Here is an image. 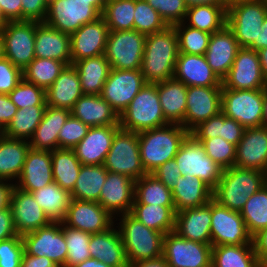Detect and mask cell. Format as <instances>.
Listing matches in <instances>:
<instances>
[{"label": "cell", "instance_id": "8c879c8a", "mask_svg": "<svg viewBox=\"0 0 267 267\" xmlns=\"http://www.w3.org/2000/svg\"><path fill=\"white\" fill-rule=\"evenodd\" d=\"M128 267H169L163 257L153 260H143L135 263H129Z\"/></svg>", "mask_w": 267, "mask_h": 267}, {"label": "cell", "instance_id": "ba28073f", "mask_svg": "<svg viewBox=\"0 0 267 267\" xmlns=\"http://www.w3.org/2000/svg\"><path fill=\"white\" fill-rule=\"evenodd\" d=\"M174 160L181 176L198 177L212 190L222 176L223 168L207 156L204 146L191 133L181 142Z\"/></svg>", "mask_w": 267, "mask_h": 267}, {"label": "cell", "instance_id": "d6a6232c", "mask_svg": "<svg viewBox=\"0 0 267 267\" xmlns=\"http://www.w3.org/2000/svg\"><path fill=\"white\" fill-rule=\"evenodd\" d=\"M70 115V110L47 105L42 121L29 140L31 149L43 151L58 149L59 132Z\"/></svg>", "mask_w": 267, "mask_h": 267}, {"label": "cell", "instance_id": "d590c367", "mask_svg": "<svg viewBox=\"0 0 267 267\" xmlns=\"http://www.w3.org/2000/svg\"><path fill=\"white\" fill-rule=\"evenodd\" d=\"M30 148L27 140L0 137V180H18Z\"/></svg>", "mask_w": 267, "mask_h": 267}, {"label": "cell", "instance_id": "44dd1931", "mask_svg": "<svg viewBox=\"0 0 267 267\" xmlns=\"http://www.w3.org/2000/svg\"><path fill=\"white\" fill-rule=\"evenodd\" d=\"M108 26L101 16L82 25L70 35L72 64L84 58L103 55L109 35Z\"/></svg>", "mask_w": 267, "mask_h": 267}, {"label": "cell", "instance_id": "f5cc1de1", "mask_svg": "<svg viewBox=\"0 0 267 267\" xmlns=\"http://www.w3.org/2000/svg\"><path fill=\"white\" fill-rule=\"evenodd\" d=\"M201 144L205 153L223 169L234 166L236 157V145L227 142L221 137L204 139Z\"/></svg>", "mask_w": 267, "mask_h": 267}, {"label": "cell", "instance_id": "94428289", "mask_svg": "<svg viewBox=\"0 0 267 267\" xmlns=\"http://www.w3.org/2000/svg\"><path fill=\"white\" fill-rule=\"evenodd\" d=\"M48 0H22V21L44 22Z\"/></svg>", "mask_w": 267, "mask_h": 267}, {"label": "cell", "instance_id": "680465c9", "mask_svg": "<svg viewBox=\"0 0 267 267\" xmlns=\"http://www.w3.org/2000/svg\"><path fill=\"white\" fill-rule=\"evenodd\" d=\"M23 79V71L7 59H0V94L8 95Z\"/></svg>", "mask_w": 267, "mask_h": 267}, {"label": "cell", "instance_id": "83f0119b", "mask_svg": "<svg viewBox=\"0 0 267 267\" xmlns=\"http://www.w3.org/2000/svg\"><path fill=\"white\" fill-rule=\"evenodd\" d=\"M34 51L36 58H48L72 64L70 35L39 22L36 26Z\"/></svg>", "mask_w": 267, "mask_h": 267}, {"label": "cell", "instance_id": "74e56055", "mask_svg": "<svg viewBox=\"0 0 267 267\" xmlns=\"http://www.w3.org/2000/svg\"><path fill=\"white\" fill-rule=\"evenodd\" d=\"M130 214L146 227L165 235L175 231V206L133 204Z\"/></svg>", "mask_w": 267, "mask_h": 267}, {"label": "cell", "instance_id": "3957f363", "mask_svg": "<svg viewBox=\"0 0 267 267\" xmlns=\"http://www.w3.org/2000/svg\"><path fill=\"white\" fill-rule=\"evenodd\" d=\"M264 185L262 171L232 166L223 169L213 190V199L230 210L240 212L248 198Z\"/></svg>", "mask_w": 267, "mask_h": 267}, {"label": "cell", "instance_id": "b9fcfbb0", "mask_svg": "<svg viewBox=\"0 0 267 267\" xmlns=\"http://www.w3.org/2000/svg\"><path fill=\"white\" fill-rule=\"evenodd\" d=\"M262 126L267 127V87L264 89Z\"/></svg>", "mask_w": 267, "mask_h": 267}, {"label": "cell", "instance_id": "60d3db41", "mask_svg": "<svg viewBox=\"0 0 267 267\" xmlns=\"http://www.w3.org/2000/svg\"><path fill=\"white\" fill-rule=\"evenodd\" d=\"M51 160L54 182L71 193L82 166L73 149H55L51 151Z\"/></svg>", "mask_w": 267, "mask_h": 267}, {"label": "cell", "instance_id": "7c38bea8", "mask_svg": "<svg viewBox=\"0 0 267 267\" xmlns=\"http://www.w3.org/2000/svg\"><path fill=\"white\" fill-rule=\"evenodd\" d=\"M38 21H7L2 32L4 57L22 71L35 58L34 44Z\"/></svg>", "mask_w": 267, "mask_h": 267}, {"label": "cell", "instance_id": "8d00e7d4", "mask_svg": "<svg viewBox=\"0 0 267 267\" xmlns=\"http://www.w3.org/2000/svg\"><path fill=\"white\" fill-rule=\"evenodd\" d=\"M73 65L78 72L83 94L101 95L111 70L105 55L84 58Z\"/></svg>", "mask_w": 267, "mask_h": 267}, {"label": "cell", "instance_id": "a7ac6f4b", "mask_svg": "<svg viewBox=\"0 0 267 267\" xmlns=\"http://www.w3.org/2000/svg\"><path fill=\"white\" fill-rule=\"evenodd\" d=\"M17 235L14 224L11 209L6 208L0 211V241L15 237Z\"/></svg>", "mask_w": 267, "mask_h": 267}, {"label": "cell", "instance_id": "6da1fadb", "mask_svg": "<svg viewBox=\"0 0 267 267\" xmlns=\"http://www.w3.org/2000/svg\"><path fill=\"white\" fill-rule=\"evenodd\" d=\"M178 53V37L174 26L146 35L140 69L146 83L156 84L172 79Z\"/></svg>", "mask_w": 267, "mask_h": 267}, {"label": "cell", "instance_id": "5bb4252c", "mask_svg": "<svg viewBox=\"0 0 267 267\" xmlns=\"http://www.w3.org/2000/svg\"><path fill=\"white\" fill-rule=\"evenodd\" d=\"M253 244L240 212L211 199V245Z\"/></svg>", "mask_w": 267, "mask_h": 267}, {"label": "cell", "instance_id": "9c48e42d", "mask_svg": "<svg viewBox=\"0 0 267 267\" xmlns=\"http://www.w3.org/2000/svg\"><path fill=\"white\" fill-rule=\"evenodd\" d=\"M103 166L109 172L126 175L134 181L147 174L141 163L138 133L119 128Z\"/></svg>", "mask_w": 267, "mask_h": 267}, {"label": "cell", "instance_id": "ab89813d", "mask_svg": "<svg viewBox=\"0 0 267 267\" xmlns=\"http://www.w3.org/2000/svg\"><path fill=\"white\" fill-rule=\"evenodd\" d=\"M183 22L187 26L213 34L226 25L227 7L226 5H194L188 7Z\"/></svg>", "mask_w": 267, "mask_h": 267}, {"label": "cell", "instance_id": "be15d7a7", "mask_svg": "<svg viewBox=\"0 0 267 267\" xmlns=\"http://www.w3.org/2000/svg\"><path fill=\"white\" fill-rule=\"evenodd\" d=\"M199 142L204 139L220 137V113L201 122L190 132Z\"/></svg>", "mask_w": 267, "mask_h": 267}, {"label": "cell", "instance_id": "ac0fdd59", "mask_svg": "<svg viewBox=\"0 0 267 267\" xmlns=\"http://www.w3.org/2000/svg\"><path fill=\"white\" fill-rule=\"evenodd\" d=\"M222 86H189L187 88L184 128L190 133L201 122L219 114Z\"/></svg>", "mask_w": 267, "mask_h": 267}, {"label": "cell", "instance_id": "4fadbf2b", "mask_svg": "<svg viewBox=\"0 0 267 267\" xmlns=\"http://www.w3.org/2000/svg\"><path fill=\"white\" fill-rule=\"evenodd\" d=\"M169 267H211L212 245L187 240L177 232L163 239V255Z\"/></svg>", "mask_w": 267, "mask_h": 267}, {"label": "cell", "instance_id": "003e7915", "mask_svg": "<svg viewBox=\"0 0 267 267\" xmlns=\"http://www.w3.org/2000/svg\"><path fill=\"white\" fill-rule=\"evenodd\" d=\"M18 108L9 95L0 94V126L5 129L16 114Z\"/></svg>", "mask_w": 267, "mask_h": 267}, {"label": "cell", "instance_id": "277c9868", "mask_svg": "<svg viewBox=\"0 0 267 267\" xmlns=\"http://www.w3.org/2000/svg\"><path fill=\"white\" fill-rule=\"evenodd\" d=\"M118 216L120 222L116 228L120 232L128 264L162 257L164 233L146 227L130 213Z\"/></svg>", "mask_w": 267, "mask_h": 267}, {"label": "cell", "instance_id": "e575fe53", "mask_svg": "<svg viewBox=\"0 0 267 267\" xmlns=\"http://www.w3.org/2000/svg\"><path fill=\"white\" fill-rule=\"evenodd\" d=\"M187 88L183 82L174 78L157 83L159 102L169 124H179L184 127Z\"/></svg>", "mask_w": 267, "mask_h": 267}, {"label": "cell", "instance_id": "d4e9b609", "mask_svg": "<svg viewBox=\"0 0 267 267\" xmlns=\"http://www.w3.org/2000/svg\"><path fill=\"white\" fill-rule=\"evenodd\" d=\"M267 162V127L246 128L236 146L234 166L263 171Z\"/></svg>", "mask_w": 267, "mask_h": 267}, {"label": "cell", "instance_id": "7dc6e473", "mask_svg": "<svg viewBox=\"0 0 267 267\" xmlns=\"http://www.w3.org/2000/svg\"><path fill=\"white\" fill-rule=\"evenodd\" d=\"M240 214L252 237L267 228V186L264 185L248 198Z\"/></svg>", "mask_w": 267, "mask_h": 267}, {"label": "cell", "instance_id": "2e32d148", "mask_svg": "<svg viewBox=\"0 0 267 267\" xmlns=\"http://www.w3.org/2000/svg\"><path fill=\"white\" fill-rule=\"evenodd\" d=\"M146 84L140 69L119 70L111 68L103 86L101 97L120 115Z\"/></svg>", "mask_w": 267, "mask_h": 267}, {"label": "cell", "instance_id": "2644e50d", "mask_svg": "<svg viewBox=\"0 0 267 267\" xmlns=\"http://www.w3.org/2000/svg\"><path fill=\"white\" fill-rule=\"evenodd\" d=\"M15 183L8 180H0V211L9 208L11 192Z\"/></svg>", "mask_w": 267, "mask_h": 267}, {"label": "cell", "instance_id": "52a82bcc", "mask_svg": "<svg viewBox=\"0 0 267 267\" xmlns=\"http://www.w3.org/2000/svg\"><path fill=\"white\" fill-rule=\"evenodd\" d=\"M267 16L265 0H247L227 7L226 25L232 30L240 47L258 51L259 33Z\"/></svg>", "mask_w": 267, "mask_h": 267}, {"label": "cell", "instance_id": "c3c4849f", "mask_svg": "<svg viewBox=\"0 0 267 267\" xmlns=\"http://www.w3.org/2000/svg\"><path fill=\"white\" fill-rule=\"evenodd\" d=\"M135 0H109L102 13L110 32L134 29Z\"/></svg>", "mask_w": 267, "mask_h": 267}, {"label": "cell", "instance_id": "d6986e66", "mask_svg": "<svg viewBox=\"0 0 267 267\" xmlns=\"http://www.w3.org/2000/svg\"><path fill=\"white\" fill-rule=\"evenodd\" d=\"M113 217L98 202L71 199L62 223L90 234L101 233L115 224Z\"/></svg>", "mask_w": 267, "mask_h": 267}, {"label": "cell", "instance_id": "e0dca14e", "mask_svg": "<svg viewBox=\"0 0 267 267\" xmlns=\"http://www.w3.org/2000/svg\"><path fill=\"white\" fill-rule=\"evenodd\" d=\"M266 87L258 52L241 47L231 69L222 79V89L253 90Z\"/></svg>", "mask_w": 267, "mask_h": 267}, {"label": "cell", "instance_id": "91938a15", "mask_svg": "<svg viewBox=\"0 0 267 267\" xmlns=\"http://www.w3.org/2000/svg\"><path fill=\"white\" fill-rule=\"evenodd\" d=\"M245 127L220 112V137L234 145L242 139Z\"/></svg>", "mask_w": 267, "mask_h": 267}, {"label": "cell", "instance_id": "f907efd6", "mask_svg": "<svg viewBox=\"0 0 267 267\" xmlns=\"http://www.w3.org/2000/svg\"><path fill=\"white\" fill-rule=\"evenodd\" d=\"M178 37V52L205 55L211 34L187 26L185 22L173 25Z\"/></svg>", "mask_w": 267, "mask_h": 267}, {"label": "cell", "instance_id": "89a4df30", "mask_svg": "<svg viewBox=\"0 0 267 267\" xmlns=\"http://www.w3.org/2000/svg\"><path fill=\"white\" fill-rule=\"evenodd\" d=\"M21 267H59L54 261L48 259L46 256H33L27 254L25 251L21 259Z\"/></svg>", "mask_w": 267, "mask_h": 267}, {"label": "cell", "instance_id": "484cf974", "mask_svg": "<svg viewBox=\"0 0 267 267\" xmlns=\"http://www.w3.org/2000/svg\"><path fill=\"white\" fill-rule=\"evenodd\" d=\"M189 86H222V80L207 63L205 55L178 53L174 77Z\"/></svg>", "mask_w": 267, "mask_h": 267}, {"label": "cell", "instance_id": "f35d334b", "mask_svg": "<svg viewBox=\"0 0 267 267\" xmlns=\"http://www.w3.org/2000/svg\"><path fill=\"white\" fill-rule=\"evenodd\" d=\"M211 267H262L253 244L212 247Z\"/></svg>", "mask_w": 267, "mask_h": 267}, {"label": "cell", "instance_id": "deb4b68c", "mask_svg": "<svg viewBox=\"0 0 267 267\" xmlns=\"http://www.w3.org/2000/svg\"><path fill=\"white\" fill-rule=\"evenodd\" d=\"M262 172H263L265 186H267V162Z\"/></svg>", "mask_w": 267, "mask_h": 267}, {"label": "cell", "instance_id": "7bdbcfd3", "mask_svg": "<svg viewBox=\"0 0 267 267\" xmlns=\"http://www.w3.org/2000/svg\"><path fill=\"white\" fill-rule=\"evenodd\" d=\"M51 222H62L71 201V194L52 182L31 192Z\"/></svg>", "mask_w": 267, "mask_h": 267}, {"label": "cell", "instance_id": "34e18365", "mask_svg": "<svg viewBox=\"0 0 267 267\" xmlns=\"http://www.w3.org/2000/svg\"><path fill=\"white\" fill-rule=\"evenodd\" d=\"M267 47V16L265 17L259 33L258 50Z\"/></svg>", "mask_w": 267, "mask_h": 267}, {"label": "cell", "instance_id": "db71d44e", "mask_svg": "<svg viewBox=\"0 0 267 267\" xmlns=\"http://www.w3.org/2000/svg\"><path fill=\"white\" fill-rule=\"evenodd\" d=\"M8 95L18 109L34 105H46L45 90L24 78Z\"/></svg>", "mask_w": 267, "mask_h": 267}, {"label": "cell", "instance_id": "ffe728a7", "mask_svg": "<svg viewBox=\"0 0 267 267\" xmlns=\"http://www.w3.org/2000/svg\"><path fill=\"white\" fill-rule=\"evenodd\" d=\"M18 235L37 230L51 223L32 193L13 187L9 205Z\"/></svg>", "mask_w": 267, "mask_h": 267}, {"label": "cell", "instance_id": "603a6c76", "mask_svg": "<svg viewBox=\"0 0 267 267\" xmlns=\"http://www.w3.org/2000/svg\"><path fill=\"white\" fill-rule=\"evenodd\" d=\"M120 125L90 127L87 135L72 148L82 165H103L115 132Z\"/></svg>", "mask_w": 267, "mask_h": 267}, {"label": "cell", "instance_id": "f1b7e54d", "mask_svg": "<svg viewBox=\"0 0 267 267\" xmlns=\"http://www.w3.org/2000/svg\"><path fill=\"white\" fill-rule=\"evenodd\" d=\"M175 232L187 240L211 244V200L204 206L176 212Z\"/></svg>", "mask_w": 267, "mask_h": 267}, {"label": "cell", "instance_id": "836d02e7", "mask_svg": "<svg viewBox=\"0 0 267 267\" xmlns=\"http://www.w3.org/2000/svg\"><path fill=\"white\" fill-rule=\"evenodd\" d=\"M175 212L201 207L213 198V190L198 177L180 176L172 189Z\"/></svg>", "mask_w": 267, "mask_h": 267}, {"label": "cell", "instance_id": "30bf717a", "mask_svg": "<svg viewBox=\"0 0 267 267\" xmlns=\"http://www.w3.org/2000/svg\"><path fill=\"white\" fill-rule=\"evenodd\" d=\"M264 89H222L221 112L245 128L261 127Z\"/></svg>", "mask_w": 267, "mask_h": 267}, {"label": "cell", "instance_id": "7a4b0ae2", "mask_svg": "<svg viewBox=\"0 0 267 267\" xmlns=\"http://www.w3.org/2000/svg\"><path fill=\"white\" fill-rule=\"evenodd\" d=\"M188 134L179 124H167L138 132L141 163L145 172L152 173L168 160L174 159Z\"/></svg>", "mask_w": 267, "mask_h": 267}, {"label": "cell", "instance_id": "6f0895ef", "mask_svg": "<svg viewBox=\"0 0 267 267\" xmlns=\"http://www.w3.org/2000/svg\"><path fill=\"white\" fill-rule=\"evenodd\" d=\"M24 243L21 235L0 241V267H21Z\"/></svg>", "mask_w": 267, "mask_h": 267}, {"label": "cell", "instance_id": "4dcf8cb0", "mask_svg": "<svg viewBox=\"0 0 267 267\" xmlns=\"http://www.w3.org/2000/svg\"><path fill=\"white\" fill-rule=\"evenodd\" d=\"M89 251L91 258L104 262L109 267H128L125 248L115 225L104 232L91 234Z\"/></svg>", "mask_w": 267, "mask_h": 267}, {"label": "cell", "instance_id": "11e5206c", "mask_svg": "<svg viewBox=\"0 0 267 267\" xmlns=\"http://www.w3.org/2000/svg\"><path fill=\"white\" fill-rule=\"evenodd\" d=\"M187 7L194 5H226L223 0H185Z\"/></svg>", "mask_w": 267, "mask_h": 267}, {"label": "cell", "instance_id": "03108f58", "mask_svg": "<svg viewBox=\"0 0 267 267\" xmlns=\"http://www.w3.org/2000/svg\"><path fill=\"white\" fill-rule=\"evenodd\" d=\"M255 254L262 265L267 267V228L260 230L252 237Z\"/></svg>", "mask_w": 267, "mask_h": 267}, {"label": "cell", "instance_id": "7402d4cb", "mask_svg": "<svg viewBox=\"0 0 267 267\" xmlns=\"http://www.w3.org/2000/svg\"><path fill=\"white\" fill-rule=\"evenodd\" d=\"M134 192L135 181L133 179L123 174L107 171V178L102 186L98 203L117 221L119 214L131 212Z\"/></svg>", "mask_w": 267, "mask_h": 267}, {"label": "cell", "instance_id": "b9f144b4", "mask_svg": "<svg viewBox=\"0 0 267 267\" xmlns=\"http://www.w3.org/2000/svg\"><path fill=\"white\" fill-rule=\"evenodd\" d=\"M106 178L107 169L103 165H82L71 199L98 202Z\"/></svg>", "mask_w": 267, "mask_h": 267}, {"label": "cell", "instance_id": "6125c7cd", "mask_svg": "<svg viewBox=\"0 0 267 267\" xmlns=\"http://www.w3.org/2000/svg\"><path fill=\"white\" fill-rule=\"evenodd\" d=\"M151 174L159 179L171 191L176 185L178 178L181 176L174 159L168 160L155 169Z\"/></svg>", "mask_w": 267, "mask_h": 267}, {"label": "cell", "instance_id": "b62a3aed", "mask_svg": "<svg viewBox=\"0 0 267 267\" xmlns=\"http://www.w3.org/2000/svg\"><path fill=\"white\" fill-rule=\"evenodd\" d=\"M4 135V129L0 126V137Z\"/></svg>", "mask_w": 267, "mask_h": 267}, {"label": "cell", "instance_id": "1f68e13d", "mask_svg": "<svg viewBox=\"0 0 267 267\" xmlns=\"http://www.w3.org/2000/svg\"><path fill=\"white\" fill-rule=\"evenodd\" d=\"M71 115L89 127L119 125V115L101 95L83 94L71 109Z\"/></svg>", "mask_w": 267, "mask_h": 267}, {"label": "cell", "instance_id": "4316f807", "mask_svg": "<svg viewBox=\"0 0 267 267\" xmlns=\"http://www.w3.org/2000/svg\"><path fill=\"white\" fill-rule=\"evenodd\" d=\"M15 182L17 188L29 193L54 182L51 151L30 148L22 172Z\"/></svg>", "mask_w": 267, "mask_h": 267}, {"label": "cell", "instance_id": "5b68a950", "mask_svg": "<svg viewBox=\"0 0 267 267\" xmlns=\"http://www.w3.org/2000/svg\"><path fill=\"white\" fill-rule=\"evenodd\" d=\"M109 0H48L44 22L71 35L102 16Z\"/></svg>", "mask_w": 267, "mask_h": 267}, {"label": "cell", "instance_id": "8992f818", "mask_svg": "<svg viewBox=\"0 0 267 267\" xmlns=\"http://www.w3.org/2000/svg\"><path fill=\"white\" fill-rule=\"evenodd\" d=\"M159 101L157 83H146L119 115L120 128L138 133L169 124Z\"/></svg>", "mask_w": 267, "mask_h": 267}, {"label": "cell", "instance_id": "11a10c76", "mask_svg": "<svg viewBox=\"0 0 267 267\" xmlns=\"http://www.w3.org/2000/svg\"><path fill=\"white\" fill-rule=\"evenodd\" d=\"M168 26L182 23L187 13L185 0H145Z\"/></svg>", "mask_w": 267, "mask_h": 267}, {"label": "cell", "instance_id": "979ff035", "mask_svg": "<svg viewBox=\"0 0 267 267\" xmlns=\"http://www.w3.org/2000/svg\"><path fill=\"white\" fill-rule=\"evenodd\" d=\"M224 3L226 4V7H229L230 5L234 4V3H238L241 1H247V0H223Z\"/></svg>", "mask_w": 267, "mask_h": 267}, {"label": "cell", "instance_id": "9a60e30c", "mask_svg": "<svg viewBox=\"0 0 267 267\" xmlns=\"http://www.w3.org/2000/svg\"><path fill=\"white\" fill-rule=\"evenodd\" d=\"M24 251L33 256H46L59 267H63L67 258V246L61 228V222L49 225L22 235Z\"/></svg>", "mask_w": 267, "mask_h": 267}, {"label": "cell", "instance_id": "cb8c5ba5", "mask_svg": "<svg viewBox=\"0 0 267 267\" xmlns=\"http://www.w3.org/2000/svg\"><path fill=\"white\" fill-rule=\"evenodd\" d=\"M240 48L234 33L227 25L211 34L205 58L221 80L231 69Z\"/></svg>", "mask_w": 267, "mask_h": 267}, {"label": "cell", "instance_id": "f6af8a7d", "mask_svg": "<svg viewBox=\"0 0 267 267\" xmlns=\"http://www.w3.org/2000/svg\"><path fill=\"white\" fill-rule=\"evenodd\" d=\"M133 204L174 206L171 190L151 173L135 181Z\"/></svg>", "mask_w": 267, "mask_h": 267}, {"label": "cell", "instance_id": "e7e4bbea", "mask_svg": "<svg viewBox=\"0 0 267 267\" xmlns=\"http://www.w3.org/2000/svg\"><path fill=\"white\" fill-rule=\"evenodd\" d=\"M0 16L7 21H22V0H0Z\"/></svg>", "mask_w": 267, "mask_h": 267}, {"label": "cell", "instance_id": "9f6ffc18", "mask_svg": "<svg viewBox=\"0 0 267 267\" xmlns=\"http://www.w3.org/2000/svg\"><path fill=\"white\" fill-rule=\"evenodd\" d=\"M89 126L70 115L58 135V148H74L88 133Z\"/></svg>", "mask_w": 267, "mask_h": 267}, {"label": "cell", "instance_id": "bcb514c9", "mask_svg": "<svg viewBox=\"0 0 267 267\" xmlns=\"http://www.w3.org/2000/svg\"><path fill=\"white\" fill-rule=\"evenodd\" d=\"M66 64L48 58H34L23 70V78L43 88L45 91L53 84Z\"/></svg>", "mask_w": 267, "mask_h": 267}, {"label": "cell", "instance_id": "681fc988", "mask_svg": "<svg viewBox=\"0 0 267 267\" xmlns=\"http://www.w3.org/2000/svg\"><path fill=\"white\" fill-rule=\"evenodd\" d=\"M67 246V258L63 267H74L91 258L89 251L90 233L70 228L61 222Z\"/></svg>", "mask_w": 267, "mask_h": 267}, {"label": "cell", "instance_id": "ee69618b", "mask_svg": "<svg viewBox=\"0 0 267 267\" xmlns=\"http://www.w3.org/2000/svg\"><path fill=\"white\" fill-rule=\"evenodd\" d=\"M47 105H34L18 109L4 135L9 138L29 141L42 121Z\"/></svg>", "mask_w": 267, "mask_h": 267}, {"label": "cell", "instance_id": "2a66077c", "mask_svg": "<svg viewBox=\"0 0 267 267\" xmlns=\"http://www.w3.org/2000/svg\"><path fill=\"white\" fill-rule=\"evenodd\" d=\"M74 267H109V266L104 262H100L95 258H89L81 262L80 264H77Z\"/></svg>", "mask_w": 267, "mask_h": 267}, {"label": "cell", "instance_id": "f546056e", "mask_svg": "<svg viewBox=\"0 0 267 267\" xmlns=\"http://www.w3.org/2000/svg\"><path fill=\"white\" fill-rule=\"evenodd\" d=\"M83 95L80 78L73 64L66 65L53 84L45 91L46 105L70 110Z\"/></svg>", "mask_w": 267, "mask_h": 267}, {"label": "cell", "instance_id": "816d5d0a", "mask_svg": "<svg viewBox=\"0 0 267 267\" xmlns=\"http://www.w3.org/2000/svg\"><path fill=\"white\" fill-rule=\"evenodd\" d=\"M168 25L145 0H135L134 29L145 35L164 30Z\"/></svg>", "mask_w": 267, "mask_h": 267}, {"label": "cell", "instance_id": "67dfc351", "mask_svg": "<svg viewBox=\"0 0 267 267\" xmlns=\"http://www.w3.org/2000/svg\"><path fill=\"white\" fill-rule=\"evenodd\" d=\"M4 23L5 21L0 16V32L3 30Z\"/></svg>", "mask_w": 267, "mask_h": 267}, {"label": "cell", "instance_id": "753ad0ef", "mask_svg": "<svg viewBox=\"0 0 267 267\" xmlns=\"http://www.w3.org/2000/svg\"><path fill=\"white\" fill-rule=\"evenodd\" d=\"M261 65V71L267 85V47L257 51Z\"/></svg>", "mask_w": 267, "mask_h": 267}, {"label": "cell", "instance_id": "8fae6325", "mask_svg": "<svg viewBox=\"0 0 267 267\" xmlns=\"http://www.w3.org/2000/svg\"><path fill=\"white\" fill-rule=\"evenodd\" d=\"M146 35L133 30L109 32L105 58L113 69H141Z\"/></svg>", "mask_w": 267, "mask_h": 267}, {"label": "cell", "instance_id": "09005b40", "mask_svg": "<svg viewBox=\"0 0 267 267\" xmlns=\"http://www.w3.org/2000/svg\"><path fill=\"white\" fill-rule=\"evenodd\" d=\"M4 58V46L2 32H0V59Z\"/></svg>", "mask_w": 267, "mask_h": 267}]
</instances>
